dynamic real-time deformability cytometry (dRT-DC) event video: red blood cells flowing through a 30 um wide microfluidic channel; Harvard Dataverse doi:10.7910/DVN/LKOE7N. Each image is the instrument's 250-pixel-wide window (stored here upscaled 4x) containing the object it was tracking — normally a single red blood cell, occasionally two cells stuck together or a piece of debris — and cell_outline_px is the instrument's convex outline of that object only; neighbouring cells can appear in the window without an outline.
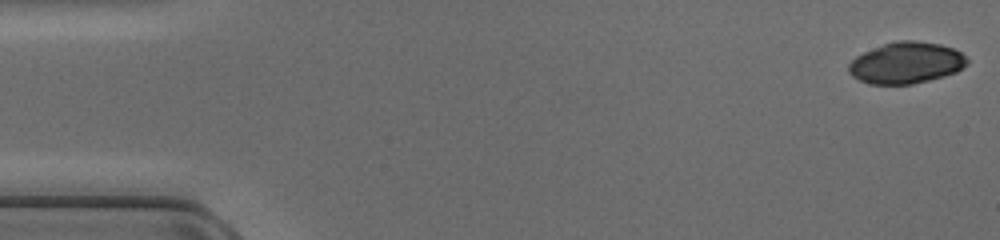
{"species": "common noctule bat (a hibernating species)", "species_latin": "Nyctalus noctula", "temperature_condition": "cold", "stored_images_in_passage": 23, "camera_frame_rate_fps": 3000, "um_per_image_px": 0.085, "animal": {"sex": "female", "body_mass_g": 17.0, "forearm_length_mm": 48.0}, "frame": {"image": 1, "passage_image": 1, "time_ms": 0.0, "image_size_px": [1000, 240], "cell_outline_px": [[968, 64], [956, 72], [944, 76], [912, 84], [868, 84], [852, 76], [848, 72], [848, 64], [856, 56], [864, 52], [884, 44], [896, 40], [916, 40], [940, 44], [952, 48], [960, 52], [968, 60]], "centroid_in_image_um": [77.02, 5.34], "position_along_channel_um": 8.0, "area_um2": 28.55}}
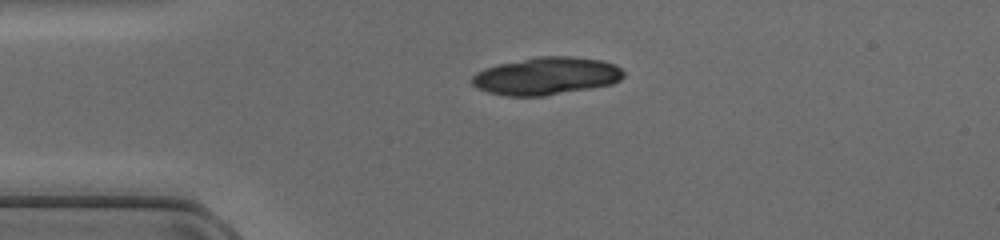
{"frame": {"image": 2, "passage_image": 11, "time_ms": 3.333, "image_size_px": [1000, 240], "cell_outline_px": [[624, 76], [620, 80], [612, 84], [544, 96], [504, 96], [488, 92], [476, 88], [472, 84], [472, 76], [476, 72], [484, 68], [496, 64], [536, 56], [572, 56], [600, 60], [616, 64], [624, 72]], "centroid_in_image_um": [46.41, 6.45], "position_along_channel_um": 38.6, "area_um2": 33.47}}